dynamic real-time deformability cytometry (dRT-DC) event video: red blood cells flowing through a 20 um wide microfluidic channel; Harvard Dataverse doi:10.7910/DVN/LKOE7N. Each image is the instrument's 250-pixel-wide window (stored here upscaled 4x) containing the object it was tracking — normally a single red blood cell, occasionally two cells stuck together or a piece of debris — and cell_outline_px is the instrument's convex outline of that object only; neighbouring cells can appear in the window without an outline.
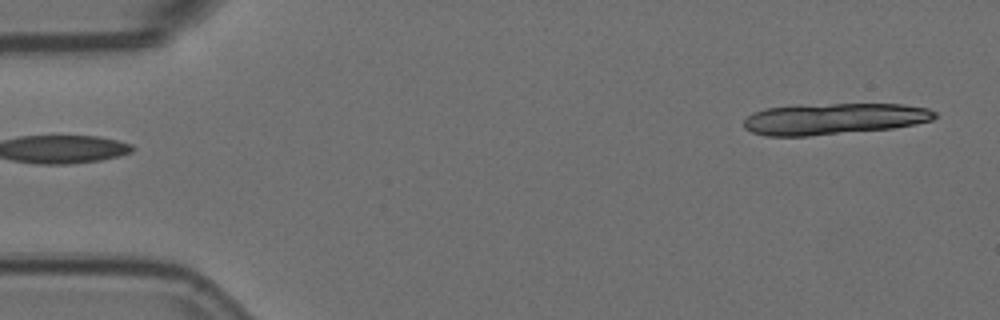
{"species": "Egyptian fruit bat (a non-hibernating species)", "species_latin": "Rousettus aegyptiacus", "temperature_condition": "room temperature", "stored_images_in_passage": 18, "camera_frame_rate_fps": 3000, "um_per_image_px": 0.085, "animal": {"sex": "female"}, "frame": {"image": 1, "passage_image": 1, "time_ms": 0.0, "image_size_px": [1000, 320], "cell_outline_px": [[936, 116], [932, 120], [916, 124], [892, 128], [808, 136], [764, 136], [752, 132], [744, 128], [744, 120], [752, 112], [764, 108], [796, 104], [904, 104], [928, 108], [936, 112]], "centroid_in_image_um": [70.84, 10.09], "position_along_channel_um": 14.2, "area_um2": 35.2}}
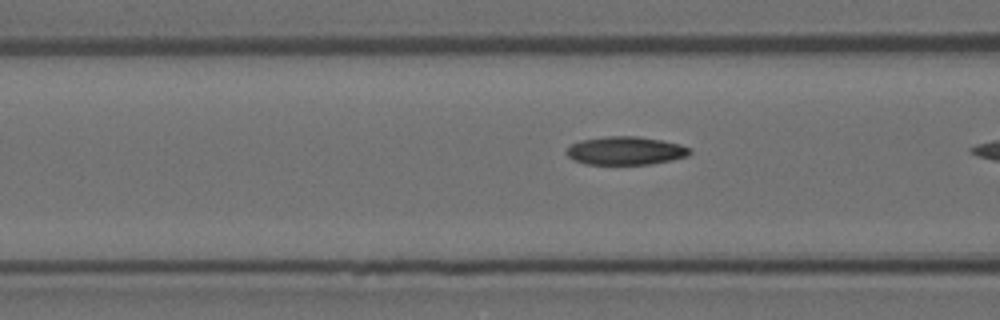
{"frame": {"image": 2, "passage_image": 17, "time_ms": 5.333, "image_size_px": [1000, 320], "cell_outline_px": [[692, 152], [688, 156], [672, 160], [648, 164], [588, 164], [576, 160], [568, 156], [564, 152], [572, 144], [580, 140], [608, 136], [636, 136], [660, 140], [680, 144], [692, 148]], "centroid_in_image_um": [53.2, 12.8], "position_along_channel_um": 113.4, "area_um2": 20.23}}